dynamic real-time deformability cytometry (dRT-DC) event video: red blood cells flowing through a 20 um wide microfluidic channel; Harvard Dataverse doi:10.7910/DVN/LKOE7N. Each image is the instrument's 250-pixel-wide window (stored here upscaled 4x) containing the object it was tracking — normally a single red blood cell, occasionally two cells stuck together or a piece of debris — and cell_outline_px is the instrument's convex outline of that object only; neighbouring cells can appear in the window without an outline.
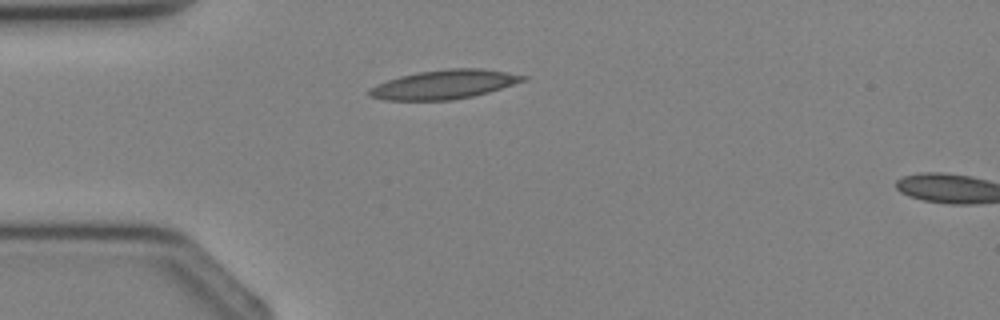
{"species": "Egyptian fruit bat (a non-hibernating species)", "species_latin": "Rousettus aegyptiacus", "temperature_condition": "cold", "stored_images_in_passage": 3, "camera_frame_rate_fps": 3000, "um_per_image_px": 0.085, "animal": {"sex": "female"}, "frame": {"image": 1, "passage_image": 3, "time_ms": 2.333, "image_size_px": [1000, 320], "cell_outline_px": [[528, 80], [488, 92], [472, 96], [452, 100], [384, 100], [368, 96], [368, 88], [376, 84], [400, 76], [416, 72], [448, 68], [484, 68], [528, 76]], "centroid_in_image_um": [37.75, 7.17], "position_along_channel_um": 47.3, "area_um2": 26.18}}